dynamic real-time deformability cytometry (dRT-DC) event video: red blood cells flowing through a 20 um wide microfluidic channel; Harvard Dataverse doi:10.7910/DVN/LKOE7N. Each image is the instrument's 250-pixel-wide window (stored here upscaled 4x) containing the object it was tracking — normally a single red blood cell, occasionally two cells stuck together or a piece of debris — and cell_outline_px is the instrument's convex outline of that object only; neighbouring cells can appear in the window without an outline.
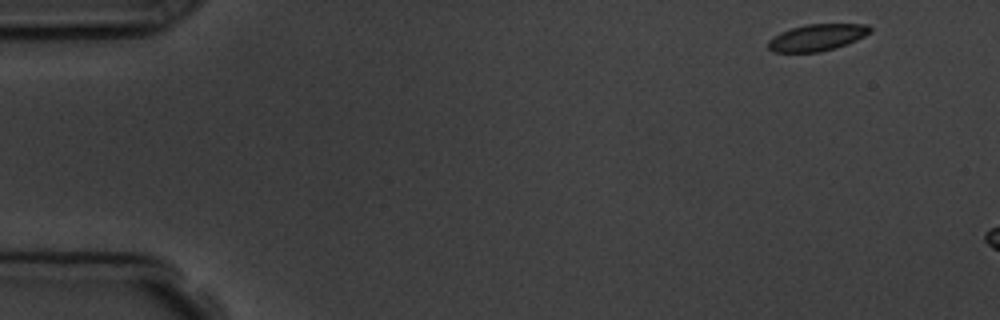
{"species": "common noctule bat (a hibernating species)", "species_latin": "Nyctalus noctula", "temperature_condition": "room temperature", "stored_images_in_passage": 2, "camera_frame_rate_fps": 3000, "um_per_image_px": 0.085, "animal": {"sex": "male", "body_mass_g": 19.5, "forearm_length_mm": 54.6}, "frame": {"image": 1, "passage_image": 1, "time_ms": 0.0, "image_size_px": [1000, 320], "cell_outline_px": [[872, 32], [856, 40], [836, 48], [820, 52], [772, 52], [768, 48], [768, 40], [772, 36], [780, 32], [804, 24], [868, 24], [872, 28]], "centroid_in_image_um": [69.44, 3.18], "position_along_channel_um": 15.6, "area_um2": 16.01}}